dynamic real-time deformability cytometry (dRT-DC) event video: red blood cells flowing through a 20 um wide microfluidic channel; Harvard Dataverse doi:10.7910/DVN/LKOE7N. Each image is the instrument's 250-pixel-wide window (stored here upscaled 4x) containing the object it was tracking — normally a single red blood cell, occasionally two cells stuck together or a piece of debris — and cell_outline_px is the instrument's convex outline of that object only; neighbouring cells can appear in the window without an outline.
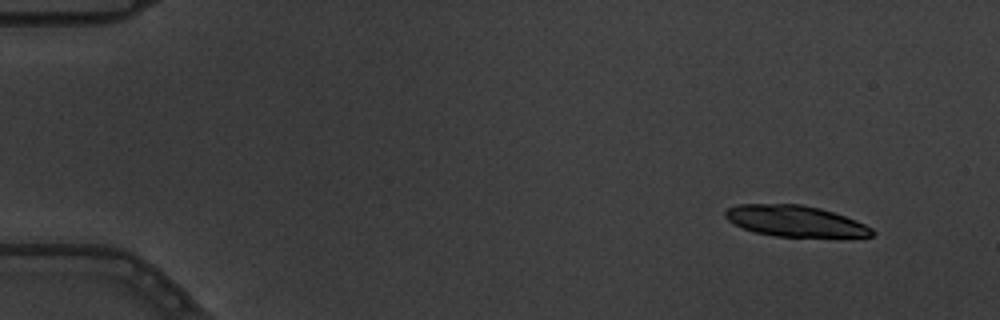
{"species": "common noctule bat (a hibernating species)", "species_latin": "Nyctalus noctula", "temperature_condition": "warm", "stored_images_in_passage": 5, "camera_frame_rate_fps": 3000, "um_per_image_px": 0.085, "animal": {"sex": "male", "body_mass_g": 19.5, "forearm_length_mm": 54.6}, "frame": {"image": 1, "passage_image": 1, "time_ms": 0.0, "image_size_px": [1000, 320], "cell_outline_px": [[876, 232], [872, 236], [776, 236], [756, 232], [744, 228], [728, 220], [724, 216], [724, 212], [728, 208], [736, 204], [800, 204], [820, 208], [844, 216], [864, 224], [872, 228]], "centroid_in_image_um": [67.55, 18.77], "position_along_channel_um": 17.4, "area_um2": 26.07}}